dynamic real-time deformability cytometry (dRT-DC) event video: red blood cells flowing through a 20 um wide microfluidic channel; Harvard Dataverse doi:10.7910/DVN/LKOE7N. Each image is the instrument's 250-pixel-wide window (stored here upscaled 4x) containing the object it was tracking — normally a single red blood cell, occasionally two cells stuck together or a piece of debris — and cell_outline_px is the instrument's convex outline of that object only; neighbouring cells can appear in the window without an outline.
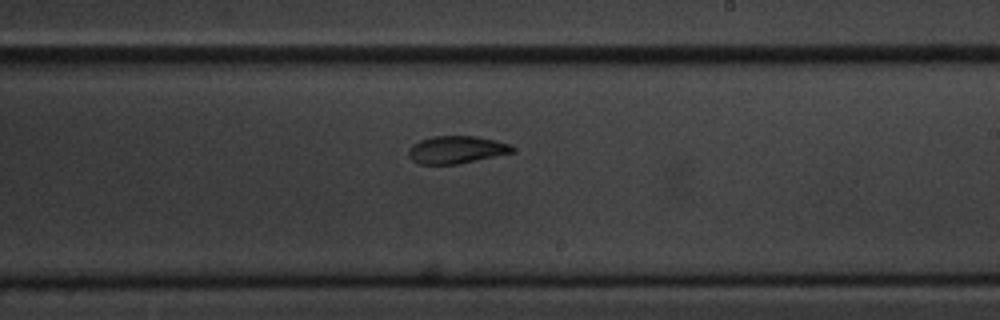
{"species": "common noctule bat (a hibernating species)", "species_latin": "Nyctalus noctula", "temperature_condition": "cold", "stored_images_in_passage": 8, "segment_of_instrument_passage": [2, 2], "camera_frame_rate_fps": 3000, "um_per_image_px": 0.085, "animal": {"sex": "male", "body_mass_g": 20.1, "forearm_length_mm": 53.5}, "frame": {"image": 1, "passage_image": 8, "time_ms": 8.0, "image_size_px": [1000, 320], "cell_outline_px": [[516, 152], [456, 164], [420, 164], [412, 160], [408, 156], [408, 148], [412, 144], [420, 140], [432, 136], [476, 136], [496, 140], [512, 144], [516, 148]], "centroid_in_image_um": [38.82, 12.71], "position_along_channel_um": 250.2, "area_um2": 16.88}}